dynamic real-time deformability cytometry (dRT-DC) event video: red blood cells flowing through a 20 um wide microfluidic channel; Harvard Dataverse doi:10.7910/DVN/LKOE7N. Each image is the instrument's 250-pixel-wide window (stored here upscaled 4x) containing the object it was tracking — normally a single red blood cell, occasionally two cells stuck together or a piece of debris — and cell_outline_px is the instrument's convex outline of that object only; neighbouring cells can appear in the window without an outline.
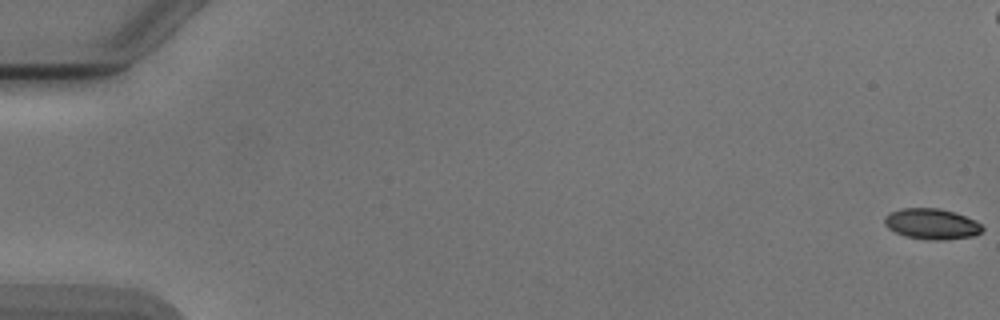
{"species": "Egyptian fruit bat (a non-hibernating species)", "species_latin": "Rousettus aegyptiacus", "temperature_condition": "cold", "stored_images_in_passage": 55, "camera_frame_rate_fps": 3000, "um_per_image_px": 0.085, "animal": {"sex": "male"}, "frame": {"image": 1, "passage_image": 1, "time_ms": 0.0, "image_size_px": [1000, 320], "cell_outline_px": [[984, 228], [976, 236], [944, 240], [928, 240], [904, 236], [888, 228], [884, 224], [884, 216], [900, 208], [940, 208], [956, 212], [976, 220]], "centroid_in_image_um": [79.21, 19.03], "position_along_channel_um": 5.8, "area_um2": 17.74}}
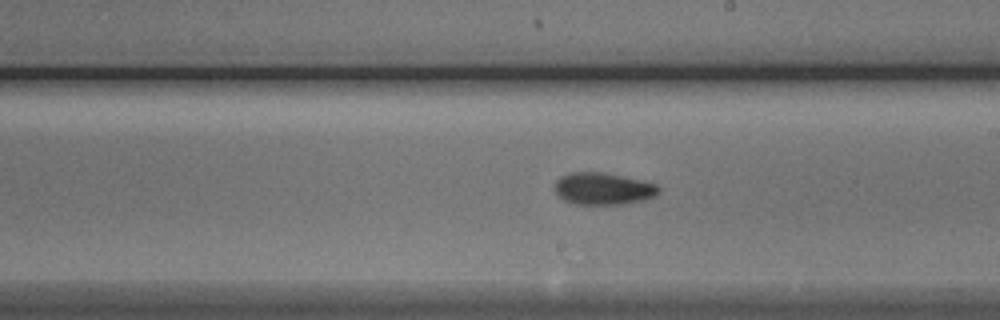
{"frame": {"image": 2, "passage_image": 32, "time_ms": 10.333, "image_size_px": [1000, 320], "cell_outline_px": [[660, 192], [652, 196], [640, 200], [624, 204], [576, 204], [564, 200], [556, 192], [556, 180], [560, 176], [568, 172], [600, 172], [620, 176], [656, 184], [660, 188]], "centroid_in_image_um": [51.23, 16.03], "position_along_channel_um": 237.8, "area_um2": 19.02}}
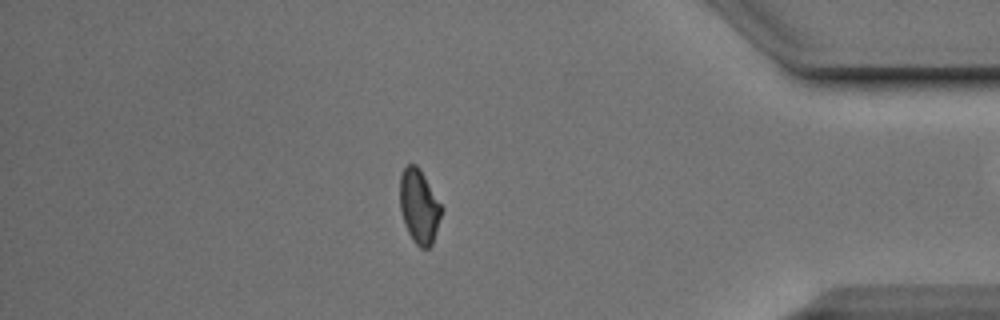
{"frame": {"image": 3, "passage_image": 47, "time_ms": 15.333, "image_size_px": [1000, 320], "cell_outline_px": [[444, 208], [432, 244], [428, 248], [420, 248], [412, 240], [408, 232], [400, 208], [400, 176], [404, 168], [408, 164], [416, 164], [420, 168]], "centroid_in_image_um": [35.64, 17.53], "position_along_channel_um": 399.6, "area_um2": 18.03}, "authors_computed_cell_mechanics": {"area_um2": 18.4382, "velocity_mm_per_s": 3.8972, "shape_relaxation_time_tau1_ms": 4.7186, "shape_relaxation_time_tau2_ms": 2.97, "deformation_change_tau1": 0.1254, "deformation_change_tau2": 0.0841}}